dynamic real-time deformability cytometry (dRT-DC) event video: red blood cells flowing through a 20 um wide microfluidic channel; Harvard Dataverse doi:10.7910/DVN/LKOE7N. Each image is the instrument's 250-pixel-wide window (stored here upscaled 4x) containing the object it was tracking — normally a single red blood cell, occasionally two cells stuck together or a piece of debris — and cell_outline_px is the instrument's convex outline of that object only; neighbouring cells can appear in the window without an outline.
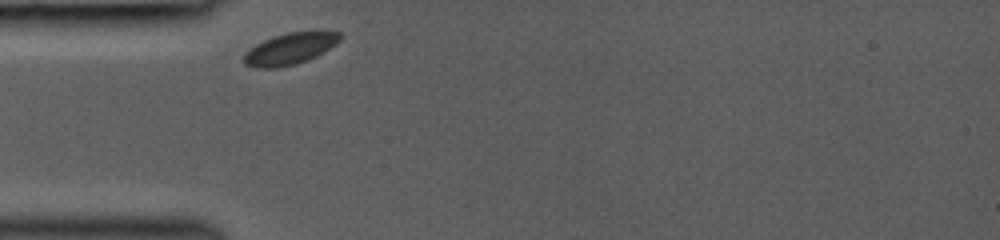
{"species": "common noctule bat (a hibernating species)", "species_latin": "Nyctalus noctula", "temperature_condition": "room temperature", "stored_images_in_passage": 35, "camera_frame_rate_fps": 3000, "um_per_image_px": 0.085, "animal": {"sex": "female", "body_mass_g": 19.0, "forearm_length_mm": 53.3}, "frame": {"image": 1, "passage_image": 1, "time_ms": 0.0, "image_size_px": [1000, 240], "cell_outline_px": [[344, 36], [336, 44], [324, 52], [308, 60], [296, 64], [280, 68], [256, 68], [244, 64], [244, 52], [248, 48], [272, 36], [288, 32], [340, 32]], "centroid_in_image_um": [24.63, 4.16], "position_along_channel_um": 60.4, "area_um2": 17.8}}
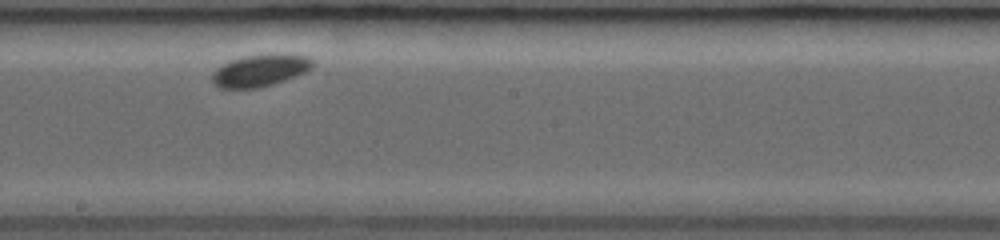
{"frame": {"image": 2, "passage_image": 18, "time_ms": 4.333, "image_size_px": [1000, 240], "cell_outline_px": [[312, 68], [296, 76], [260, 88], [216, 88], [212, 84], [212, 72], [216, 68], [232, 60], [244, 56], [308, 56], [312, 60]], "centroid_in_image_um": [22.02, 6.04], "position_along_channel_um": 226.2, "area_um2": 18.09}}
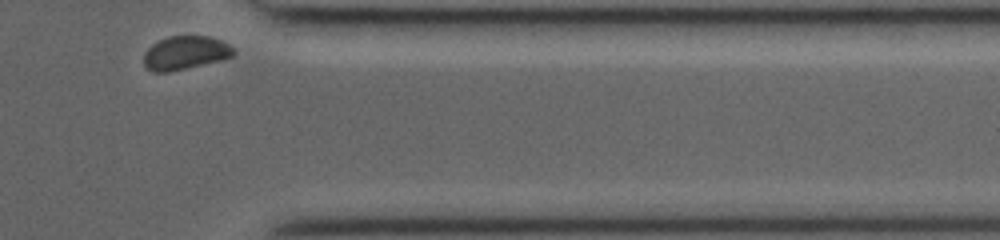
{"frame": {"image": 3, "passage_image": 35, "time_ms": 8.667, "image_size_px": [1000, 240], "cell_outline_px": [[236, 52], [232, 56], [220, 60], [184, 68], [164, 72], [156, 72], [148, 68], [144, 64], [144, 52], [152, 44], [168, 36], [208, 36], [220, 40], [228, 44]], "centroid_in_image_um": [15.74, 4.47], "position_along_channel_um": 395.7, "area_um2": 17.17}}